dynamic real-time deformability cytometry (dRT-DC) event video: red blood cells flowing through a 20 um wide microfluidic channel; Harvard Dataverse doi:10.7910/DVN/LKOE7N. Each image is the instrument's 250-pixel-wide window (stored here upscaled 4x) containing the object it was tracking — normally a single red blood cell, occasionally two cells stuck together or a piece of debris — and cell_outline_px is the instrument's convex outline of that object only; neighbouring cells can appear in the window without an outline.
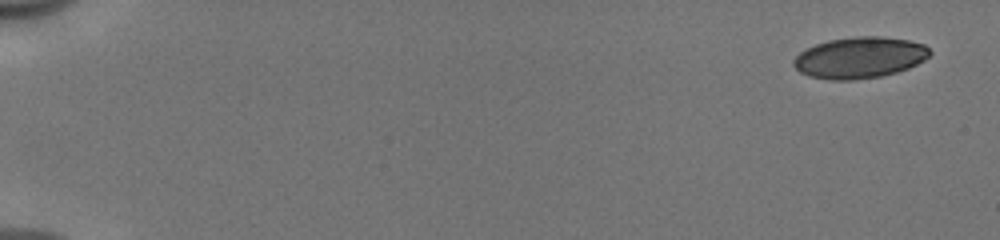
{"species": "human", "species_latin": "Homo sapiens", "temperature_condition": "cold", "stored_images_in_passage": 52, "camera_frame_rate_fps": 3000, "um_per_image_px": 0.085, "donor": {"sex": "male"}, "frame": {"image": 1, "passage_image": 1, "time_ms": 0.0, "image_size_px": [1000, 240], "cell_outline_px": [[932, 52], [924, 60], [908, 68], [896, 72], [880, 76], [852, 80], [828, 80], [808, 76], [800, 72], [792, 64], [792, 60], [800, 52], [816, 44], [828, 40], [856, 36], [880, 36], [908, 40], [924, 44]], "centroid_in_image_um": [73.05, 4.9], "position_along_channel_um": 12.0, "area_um2": 32.71}}
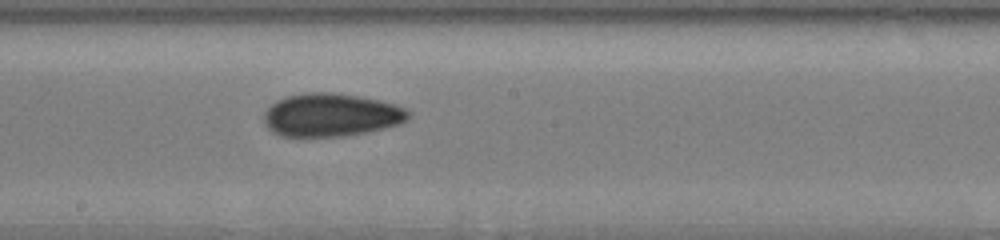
{"frame": {"image": 2, "passage_image": 30, "time_ms": 9.667, "image_size_px": [1000, 240], "cell_outline_px": [[412, 112], [408, 120], [400, 124], [368, 132], [344, 136], [280, 136], [272, 132], [264, 124], [264, 112], [276, 100], [288, 96], [308, 92], [328, 92], [356, 96], [380, 100], [396, 104]], "centroid_in_image_um": [28.16, 9.78], "position_along_channel_um": 220.0, "area_um2": 36.41}}
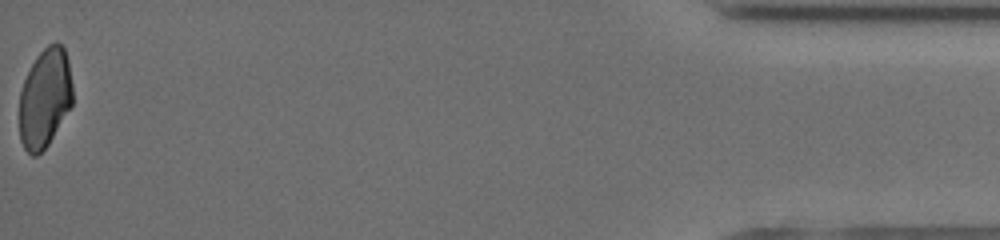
{"frame": {"image": 3, "passage_image": 52, "time_ms": 17.0, "image_size_px": [1000, 240], "cell_outline_px": [[72, 104], [48, 144], [36, 156], [32, 156], [24, 148], [20, 140], [20, 92], [24, 80], [36, 56], [48, 44], [56, 40], [64, 48], [68, 60], [72, 84]], "centroid_in_image_um": [3.81, 8.31], "position_along_channel_um": 431.4, "area_um2": 30.63}, "authors_computed_cell_mechanics": {"area_um2": 33.8997, "velocity_mm_per_s": 3.9856, "shape_relaxation_time_tau1_ms": null, "shape_relaxation_time_tau2_ms": 2.7479, "deformation_change_tau1": null, "deformation_change_tau2": 0.0789}}